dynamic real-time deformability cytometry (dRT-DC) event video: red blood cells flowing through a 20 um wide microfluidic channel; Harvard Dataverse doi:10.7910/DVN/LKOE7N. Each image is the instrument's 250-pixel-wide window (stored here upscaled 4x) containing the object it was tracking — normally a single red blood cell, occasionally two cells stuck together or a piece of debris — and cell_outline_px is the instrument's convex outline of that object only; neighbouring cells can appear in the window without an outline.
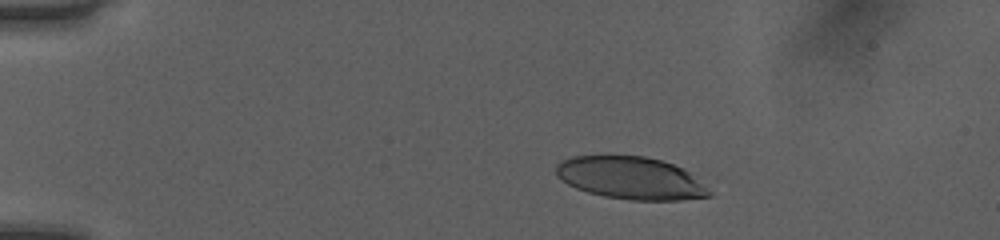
{"species": "human", "species_latin": "Homo sapiens", "temperature_condition": "room temperature", "stored_images_in_passage": 43, "camera_frame_rate_fps": 3000, "um_per_image_px": 0.085, "donor": {"sex": "female"}, "frame": {"image": 1, "passage_image": 2, "time_ms": 0.333, "image_size_px": [1000, 240], "cell_outline_px": [[712, 196], [680, 200], [628, 200], [604, 196], [588, 192], [576, 188], [560, 180], [556, 176], [556, 164], [572, 156], [644, 156], [660, 160], [684, 168], [708, 184], [712, 192]], "centroid_in_image_um": [53.67, 15.14], "position_along_channel_um": 31.3, "area_um2": 38.26}}
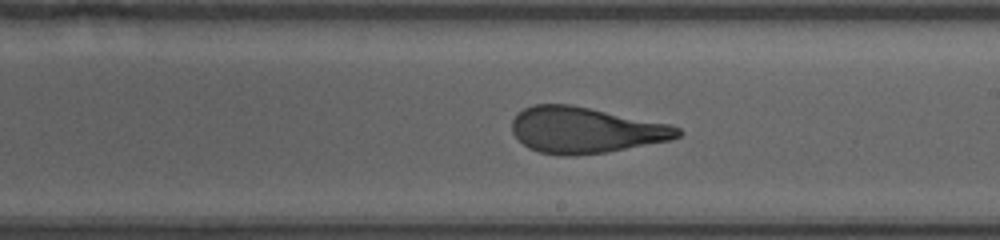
{"frame": {"image": 2, "passage_image": 23, "time_ms": 7.333, "image_size_px": [1000, 240], "cell_outline_px": [[684, 132], [680, 136], [672, 140], [608, 152], [576, 156], [560, 156], [540, 152], [528, 148], [512, 132], [512, 120], [516, 112], [524, 108], [536, 104], [572, 104], [672, 124], [680, 128]], "centroid_in_image_um": [49.79, 11.06], "position_along_channel_um": 239.2, "area_um2": 45.08}}
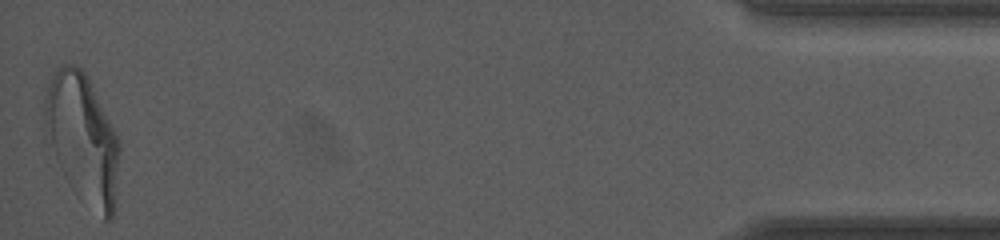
{"frame": {"image": 3, "passage_image": 43, "time_ms": 14.0, "image_size_px": [1000, 240], "cell_outline_px": [[120, 152], [112, 216], [108, 220], [104, 220], [56, 156], [52, 144], [44, 116], [44, 100], [52, 76], [56, 68], [60, 64], [76, 64], [84, 72], [116, 132], [120, 140]], "centroid_in_image_um": [7.06, 11.58], "position_along_channel_um": 428.1, "area_um2": 52.42}, "authors_computed_cell_mechanics": {"area_um2": 45.0262, "velocity_mm_per_s": 4.0453, "shape_relaxation_time_tau1_ms": 5.6493, "shape_relaxation_time_tau2_ms": 0.8591, "deformation_change_tau1": 0.2462, "deformation_change_tau2": 0.1026}}